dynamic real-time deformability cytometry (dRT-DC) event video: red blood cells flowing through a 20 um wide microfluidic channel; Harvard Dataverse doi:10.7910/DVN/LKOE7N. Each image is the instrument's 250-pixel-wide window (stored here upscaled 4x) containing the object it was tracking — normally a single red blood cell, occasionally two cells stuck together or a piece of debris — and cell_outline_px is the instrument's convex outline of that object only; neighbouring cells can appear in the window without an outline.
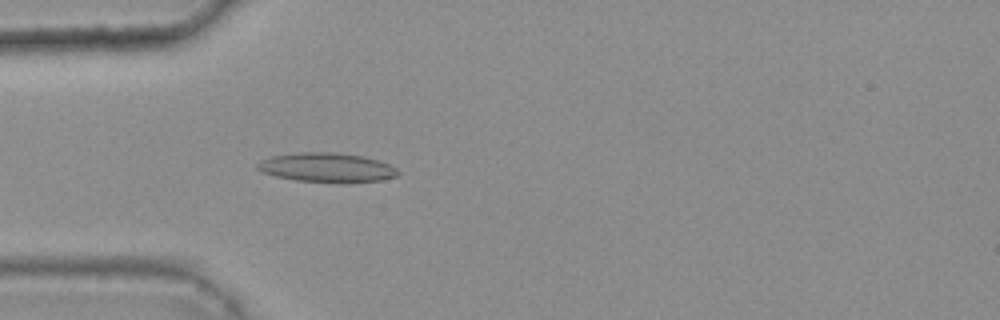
{"species": "common noctule bat (a hibernating species)", "species_latin": "Nyctalus noctula", "temperature_condition": "warm", "stored_images_in_passage": 46, "camera_frame_rate_fps": 3000, "um_per_image_px": 0.085, "animal": {"sex": "female", "body_mass_g": 25.1}, "frame": {"image": 1, "passage_image": 15, "time_ms": 4.667, "image_size_px": [1000, 320], "cell_outline_px": [[400, 172], [396, 176], [380, 180], [296, 180], [276, 176], [264, 172], [256, 168], [256, 164], [260, 160], [272, 156], [300, 152], [328, 152], [364, 156], [388, 164], [396, 168]], "centroid_in_image_um": [27.72, 14.19], "position_along_channel_um": 57.3, "area_um2": 22.89}}
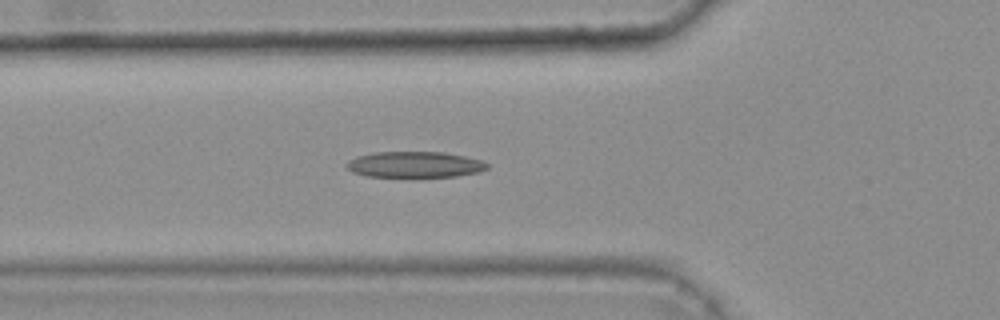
{"frame": {"image": 2, "passage_image": 18, "time_ms": 5.667, "image_size_px": [1000, 320], "cell_outline_px": [[488, 168], [480, 172], [456, 176], [368, 176], [352, 172], [344, 164], [348, 160], [356, 156], [372, 152], [444, 152], [464, 156], [480, 160], [488, 164]], "centroid_in_image_um": [35.23, 13.97], "position_along_channel_um": 90.6, "area_um2": 21.15}}
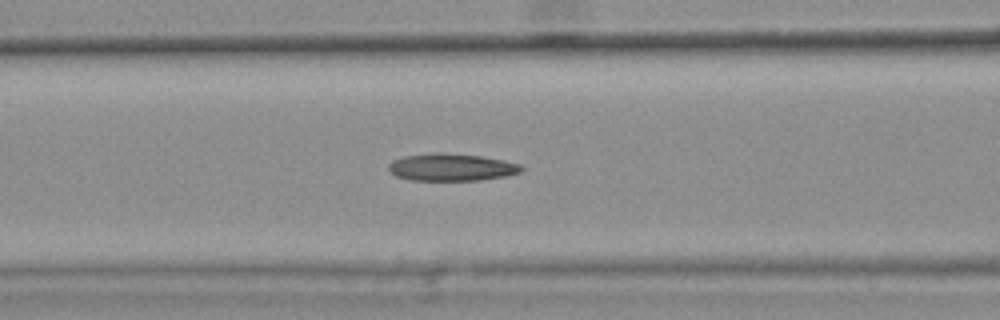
{"frame": {"image": 3, "passage_image": 21, "time_ms": 6.667, "image_size_px": [1000, 320], "cell_outline_px": [[524, 168], [520, 172], [504, 176], [480, 180], [412, 180], [396, 176], [388, 172], [388, 164], [392, 160], [404, 156], [436, 152], [440, 152], [480, 156], [520, 164]], "centroid_in_image_um": [38.31, 14.21], "position_along_channel_um": 128.3, "area_um2": 21.04}, "authors_computed_cell_mechanics": {"area_um2": 21.0103, "velocity_mm_per_s": 3.7255, "shape_relaxation_time_tau1_ms": null, "shape_relaxation_time_tau2_ms": 4.4055, "deformation_change_tau1": null, "deformation_change_tau2": 0.1507}}